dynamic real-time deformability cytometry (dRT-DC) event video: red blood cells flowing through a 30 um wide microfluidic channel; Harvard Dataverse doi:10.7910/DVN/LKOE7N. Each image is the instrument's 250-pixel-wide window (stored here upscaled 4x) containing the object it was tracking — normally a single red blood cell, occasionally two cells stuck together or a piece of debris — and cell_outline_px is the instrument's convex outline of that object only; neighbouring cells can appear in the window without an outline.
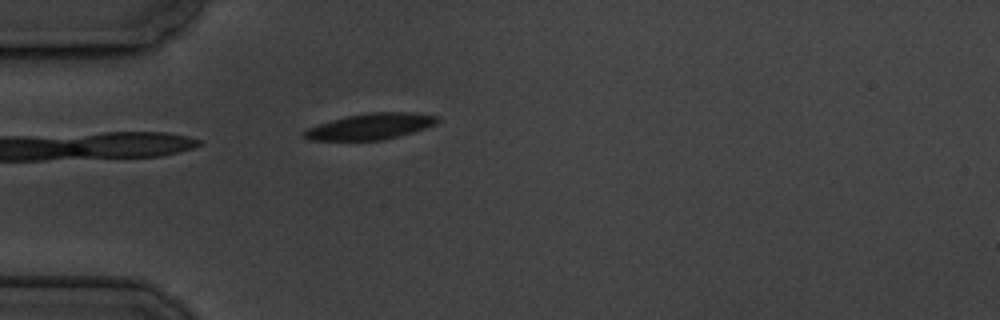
{"species": "common noctule bat (a hibernating species)", "species_latin": "Nyctalus noctula", "temperature_condition": "cold", "stored_images_in_passage": 5, "camera_frame_rate_fps": 3000, "um_per_image_px": 0.085, "animal": {"sex": "male", "body_mass_g": 19.5, "forearm_length_mm": 54.6}, "frame": {"image": 1, "passage_image": 5, "time_ms": 4.667, "image_size_px": [1000, 320], "cell_outline_px": [[440, 120], [436, 124], [412, 132], [384, 140], [308, 140], [300, 136], [300, 132], [308, 128], [332, 120], [348, 116], [368, 112], [412, 112], [440, 116]], "centroid_in_image_um": [31.48, 10.74], "position_along_channel_um": 53.5, "area_um2": 20.29}}